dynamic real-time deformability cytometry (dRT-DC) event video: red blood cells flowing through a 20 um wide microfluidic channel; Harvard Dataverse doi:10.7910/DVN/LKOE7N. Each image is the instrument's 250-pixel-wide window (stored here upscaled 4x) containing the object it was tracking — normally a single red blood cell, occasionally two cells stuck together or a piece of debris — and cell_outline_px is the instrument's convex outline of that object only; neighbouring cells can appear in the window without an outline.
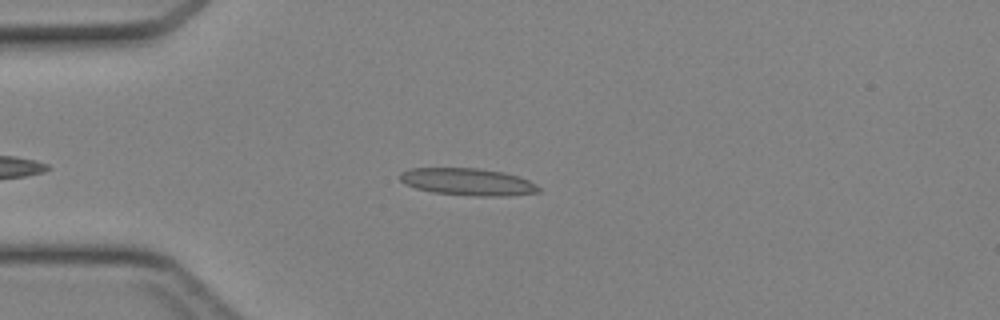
{"species": "Egyptian fruit bat (a non-hibernating species)", "species_latin": "Rousettus aegyptiacus", "temperature_condition": "cold", "stored_images_in_passage": 36, "camera_frame_rate_fps": 3000, "um_per_image_px": 0.085, "animal": {"sex": "female"}, "frame": {"image": 1, "passage_image": 6, "time_ms": 1.667, "image_size_px": [1000, 320], "cell_outline_px": [[540, 192], [504, 196], [476, 196], [432, 192], [416, 188], [404, 184], [400, 180], [400, 172], [412, 168], [476, 168], [504, 172], [528, 180], [536, 184], [540, 188]], "centroid_in_image_um": [39.74, 15.46], "position_along_channel_um": 45.3, "area_um2": 21.91}}
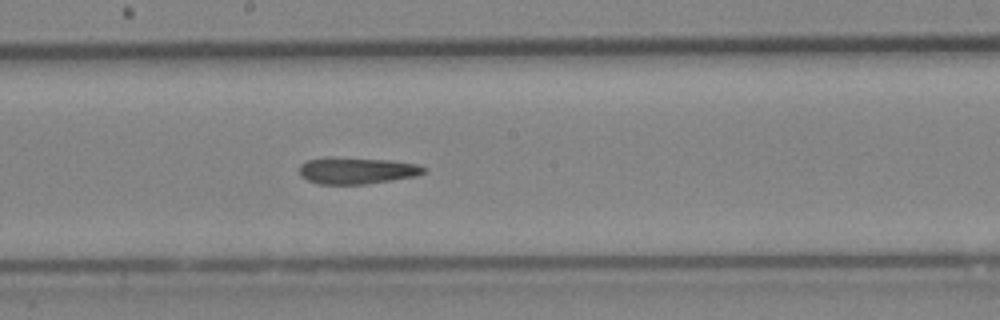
{"frame": {"image": 2, "passage_image": 19, "time_ms": 6.0, "image_size_px": [1000, 320], "cell_outline_px": [[428, 168], [424, 172], [416, 176], [392, 180], [364, 184], [316, 184], [300, 176], [300, 164], [308, 160], [392, 160], [416, 164]], "centroid_in_image_um": [30.38, 14.55], "position_along_channel_um": 217.8, "area_um2": 18.32}}
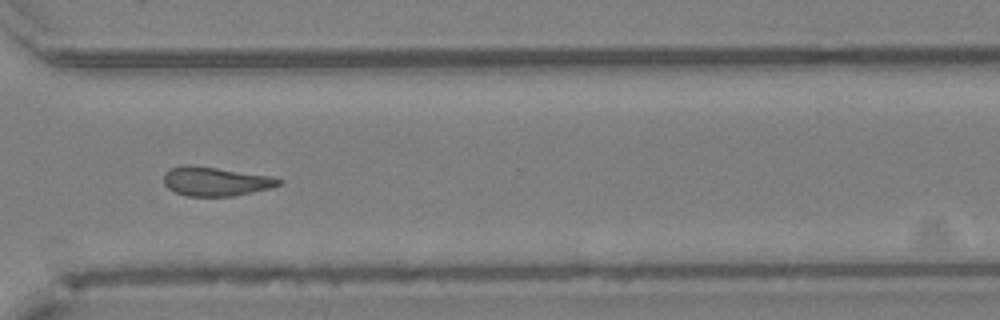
{"frame": {"image": 3, "passage_image": 28, "time_ms": 9.0, "image_size_px": [1000, 320], "cell_outline_px": [[284, 184], [252, 192], [232, 196], [188, 196], [176, 192], [168, 188], [164, 184], [164, 172], [168, 168], [184, 164], [192, 164], [272, 176], [284, 180]], "centroid_in_image_um": [18.32, 15.4], "position_along_channel_um": 352.3, "area_um2": 19.71}}